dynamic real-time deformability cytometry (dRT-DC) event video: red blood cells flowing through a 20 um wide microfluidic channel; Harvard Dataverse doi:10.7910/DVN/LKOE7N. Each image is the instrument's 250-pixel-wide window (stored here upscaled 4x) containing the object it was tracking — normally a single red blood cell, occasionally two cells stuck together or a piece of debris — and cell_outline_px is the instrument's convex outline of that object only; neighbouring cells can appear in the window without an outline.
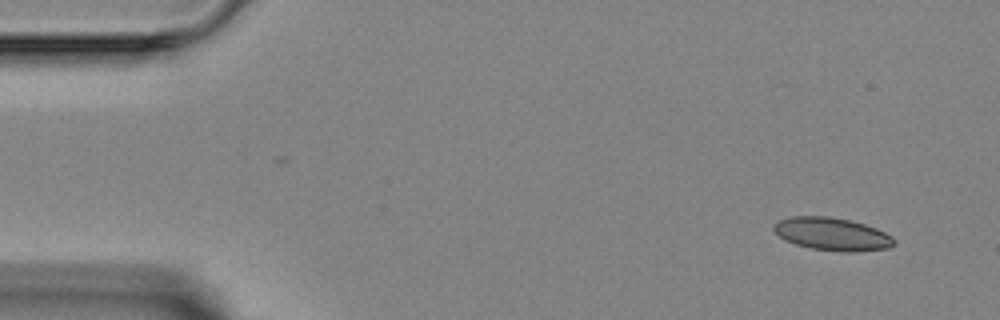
{"species": "Egyptian fruit bat (a non-hibernating species)", "species_latin": "Rousettus aegyptiacus", "temperature_condition": "room temperature", "stored_images_in_passage": 3, "camera_frame_rate_fps": 3000, "um_per_image_px": 0.085, "animal": {"sex": "female"}, "frame": {"image": 1, "passage_image": 1, "time_ms": 0.0, "image_size_px": [1000, 320], "cell_outline_px": [[896, 244], [888, 248], [856, 252], [840, 252], [812, 248], [796, 244], [784, 240], [772, 228], [772, 224], [776, 220], [792, 216], [828, 216], [848, 220], [864, 224], [876, 228], [892, 236], [896, 240]], "centroid_in_image_um": [70.72, 19.89], "position_along_channel_um": 14.3, "area_um2": 23.18}}
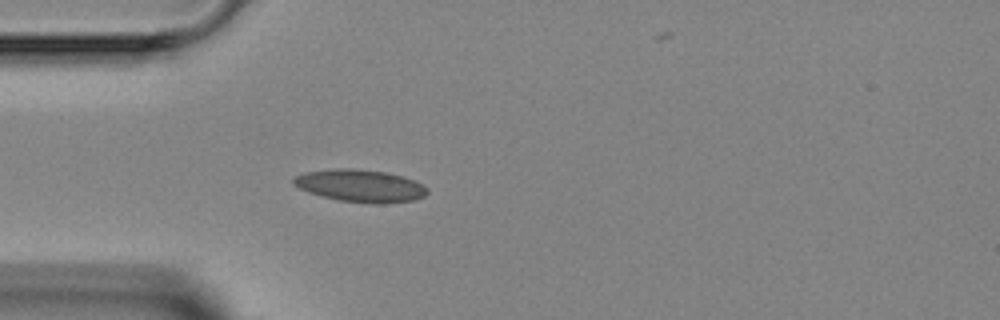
{"frame": {"image": 2, "passage_image": 3, "time_ms": 3.333, "image_size_px": [1000, 320], "cell_outline_px": [[428, 192], [424, 196], [416, 200], [384, 204], [376, 204], [340, 200], [308, 192], [292, 184], [292, 180], [296, 176], [304, 172], [332, 168], [352, 168], [388, 172], [424, 184], [428, 188]], "centroid_in_image_um": [30.65, 15.78], "position_along_channel_um": 54.4, "area_um2": 25.37}}